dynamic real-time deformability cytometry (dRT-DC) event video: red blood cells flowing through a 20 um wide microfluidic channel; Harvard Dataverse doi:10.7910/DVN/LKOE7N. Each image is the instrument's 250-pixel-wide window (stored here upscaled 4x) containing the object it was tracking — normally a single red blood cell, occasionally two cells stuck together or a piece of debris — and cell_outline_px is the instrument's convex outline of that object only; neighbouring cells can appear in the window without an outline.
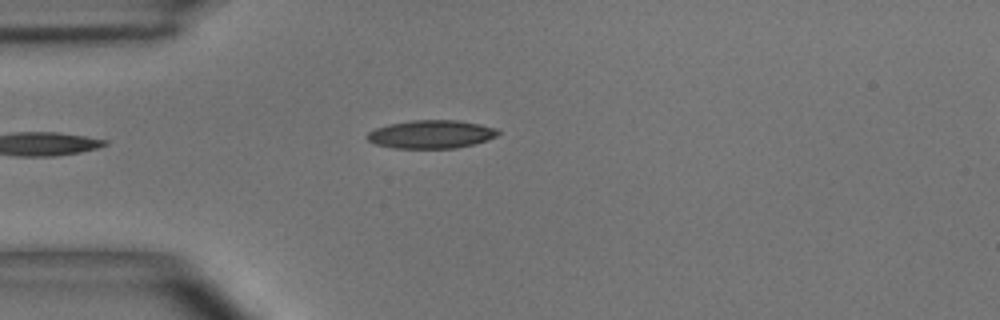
{"species": "common noctule bat (a hibernating species)", "species_latin": "Nyctalus noctula", "temperature_condition": "room temperature", "stored_images_in_passage": 5, "camera_frame_rate_fps": 3000, "um_per_image_px": 0.085, "animal": {"sex": "male", "body_mass_g": 15.6}, "frame": {"image": 1, "passage_image": 4, "time_ms": 3.667, "image_size_px": [1000, 320], "cell_outline_px": [[500, 132], [496, 136], [488, 140], [456, 148], [392, 148], [376, 144], [368, 140], [364, 136], [368, 132], [376, 128], [388, 124], [412, 120], [456, 120], [480, 124], [496, 128]], "centroid_in_image_um": [36.63, 11.41], "position_along_channel_um": 48.4, "area_um2": 21.56}}